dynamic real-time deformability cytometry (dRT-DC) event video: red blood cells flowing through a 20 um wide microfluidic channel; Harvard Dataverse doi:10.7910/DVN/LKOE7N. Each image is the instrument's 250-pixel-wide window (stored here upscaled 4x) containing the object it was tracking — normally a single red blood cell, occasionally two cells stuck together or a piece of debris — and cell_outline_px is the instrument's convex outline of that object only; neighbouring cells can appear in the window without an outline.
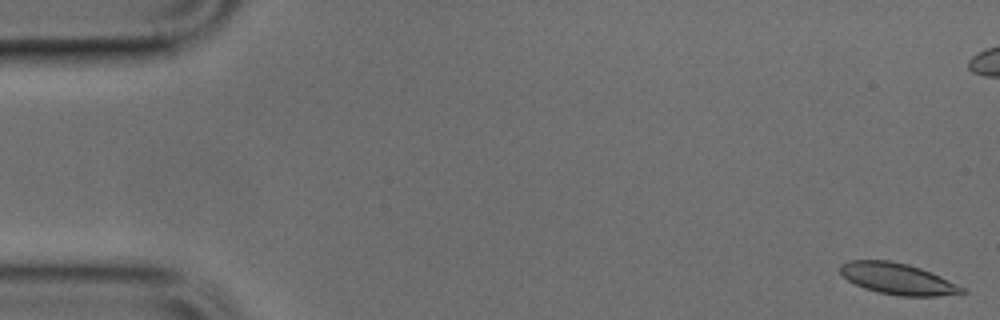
{"species": "common noctule bat (a hibernating species)", "species_latin": "Nyctalus noctula", "temperature_condition": "cold", "stored_images_in_passage": 50, "camera_frame_rate_fps": 3000, "um_per_image_px": 0.085, "animal": {"sex": "male", "body_mass_g": 17.9, "forearm_length_mm": 54.2}, "frame": {"image": 1, "passage_image": 1, "time_ms": 0.0, "image_size_px": [1000, 320], "cell_outline_px": [[968, 292], [936, 296], [900, 296], [876, 292], [864, 288], [848, 280], [840, 272], [840, 264], [848, 260], [888, 260], [908, 264], [920, 268], [940, 276], [964, 288]], "centroid_in_image_um": [76.27, 23.69], "position_along_channel_um": 8.7, "area_um2": 22.08}}
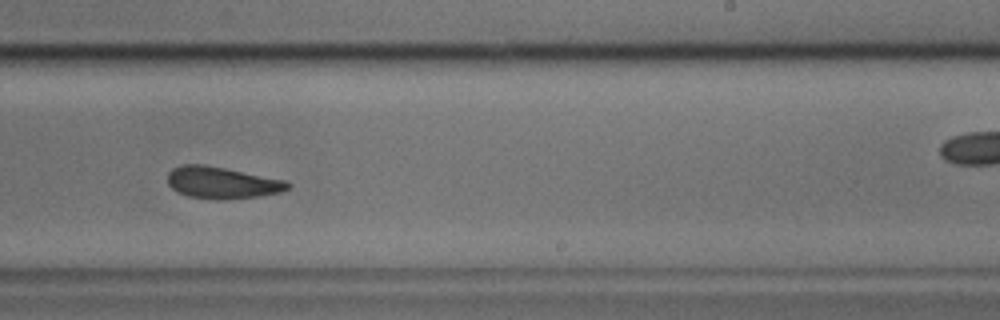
{"frame": {"image": 2, "passage_image": 30, "time_ms": 9.667, "image_size_px": [1000, 320], "cell_outline_px": [[292, 184], [288, 188], [280, 192], [260, 196], [224, 200], [220, 200], [188, 196], [172, 188], [168, 184], [168, 172], [172, 168], [180, 164], [204, 164], [288, 180]], "centroid_in_image_um": [18.89, 15.52], "position_along_channel_um": 270.1, "area_um2": 22.43}}
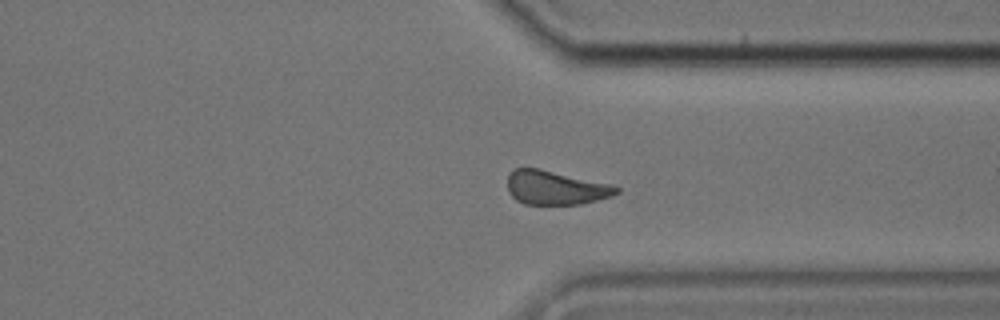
{"frame": {"image": 3, "passage_image": 37, "time_ms": 12.0, "image_size_px": [1000, 320], "cell_outline_px": [[620, 192], [612, 196], [580, 204], [524, 204], [516, 200], [508, 192], [508, 172], [516, 168], [540, 168], [612, 184], [620, 188]], "centroid_in_image_um": [47.22, 15.94], "position_along_channel_um": 364.2, "area_um2": 21.73}}